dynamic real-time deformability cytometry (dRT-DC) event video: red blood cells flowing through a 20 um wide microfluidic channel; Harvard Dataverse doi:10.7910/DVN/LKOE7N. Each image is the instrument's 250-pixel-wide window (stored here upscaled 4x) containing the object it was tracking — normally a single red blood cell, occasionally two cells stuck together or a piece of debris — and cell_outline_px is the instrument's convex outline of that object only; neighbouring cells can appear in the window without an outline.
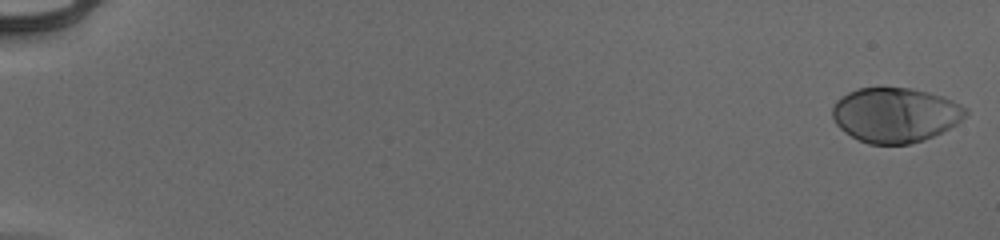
{"species": "human", "species_latin": "Homo sapiens", "temperature_condition": "cold", "stored_images_in_passage": 54, "camera_frame_rate_fps": 3000, "um_per_image_px": 0.085, "donor": {"sex": "male"}, "frame": {"image": 1, "passage_image": 1, "time_ms": 0.0, "image_size_px": [1000, 240], "cell_outline_px": [[968, 112], [956, 124], [924, 140], [908, 144], [868, 144], [844, 132], [836, 124], [832, 116], [832, 108], [836, 100], [848, 92], [860, 88], [912, 88], [944, 96], [968, 108]], "centroid_in_image_um": [76.09, 9.76], "position_along_channel_um": 8.9, "area_um2": 42.43}}
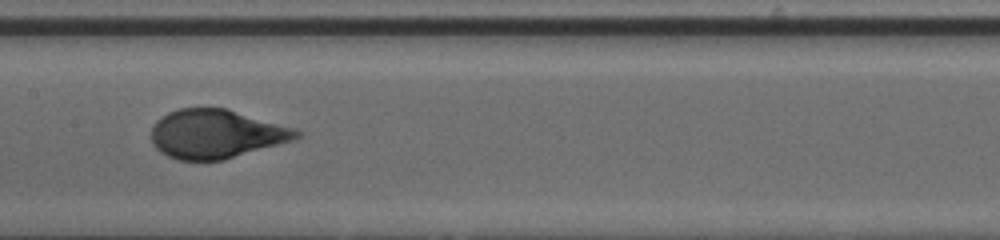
{"frame": {"image": 2, "passage_image": 30, "time_ms": 9.667, "image_size_px": [1000, 240], "cell_outline_px": [[300, 136], [296, 140], [224, 160], [180, 160], [168, 156], [160, 152], [152, 144], [152, 124], [156, 120], [168, 112], [180, 108], [228, 108], [292, 128], [300, 132]], "centroid_in_image_um": [18.35, 11.39], "position_along_channel_um": 189.0, "area_um2": 41.38}}
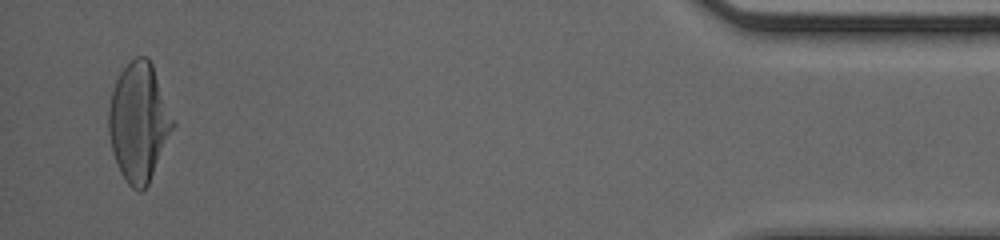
{"frame": {"image": 3, "passage_image": 53, "time_ms": 17.333, "image_size_px": [1000, 240], "cell_outline_px": [[176, 124], [148, 184], [140, 192], [136, 192], [128, 184], [120, 172], [112, 152], [108, 132], [108, 108], [112, 88], [120, 72], [136, 56], [144, 56], [152, 64], [176, 120]], "centroid_in_image_um": [11.8, 10.38], "position_along_channel_um": 423.4, "area_um2": 44.68}, "authors_computed_cell_mechanics": {"area_um2": 42.3963, "velocity_mm_per_s": 3.9395, "shape_relaxation_time_tau1_ms": 3.5419, "shape_relaxation_time_tau2_ms": null, "deformation_change_tau1": 0.2087, "deformation_change_tau2": null}}